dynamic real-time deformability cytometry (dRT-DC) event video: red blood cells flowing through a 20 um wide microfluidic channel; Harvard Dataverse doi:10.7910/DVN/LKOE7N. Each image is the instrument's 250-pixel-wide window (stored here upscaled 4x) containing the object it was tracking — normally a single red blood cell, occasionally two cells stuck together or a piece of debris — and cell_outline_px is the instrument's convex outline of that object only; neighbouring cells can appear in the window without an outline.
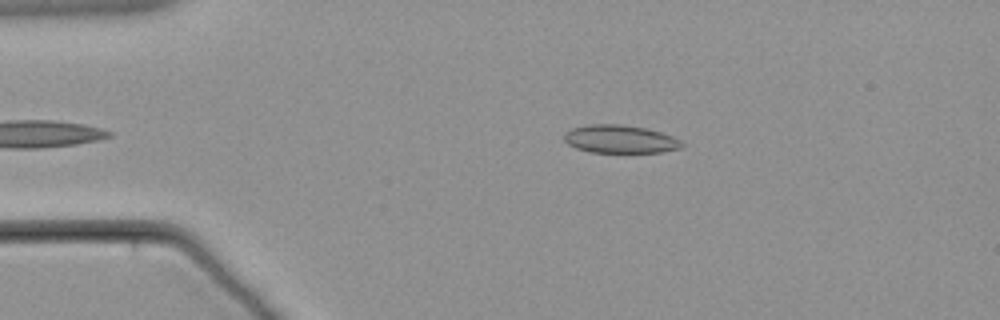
{"species": "common noctule bat (a hibernating species)", "species_latin": "Nyctalus noctula", "temperature_condition": "warm", "stored_images_in_passage": 44, "camera_frame_rate_fps": 3000, "um_per_image_px": 0.085, "animal": {"sex": "male", "body_mass_g": 21.5, "forearm_length_mm": 52.0}, "frame": {"image": 1, "passage_image": 3, "time_ms": 0.667, "image_size_px": [1000, 320], "cell_outline_px": [[684, 144], [680, 148], [660, 152], [588, 152], [576, 148], [568, 144], [564, 140], [564, 132], [572, 128], [588, 124], [620, 124], [644, 128], [660, 132], [672, 136], [680, 140]], "centroid_in_image_um": [52.66, 11.82], "position_along_channel_um": 32.3, "area_um2": 19.19}}
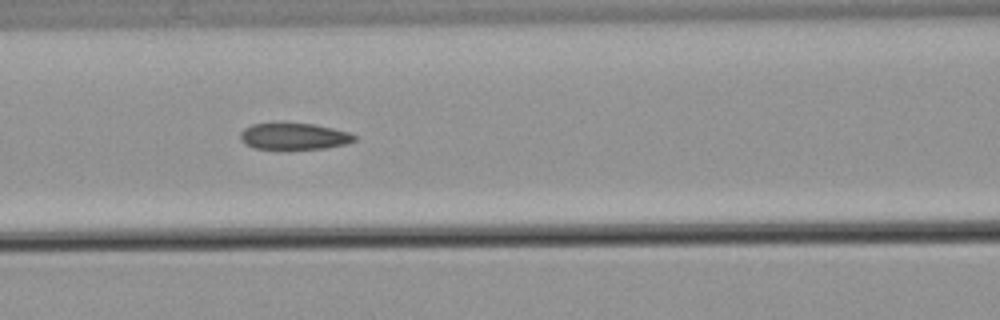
{"frame": {"image": 2, "passage_image": 17, "time_ms": 5.333, "image_size_px": [1000, 320], "cell_outline_px": [[356, 140], [348, 144], [324, 148], [256, 148], [244, 144], [240, 140], [240, 132], [244, 128], [252, 124], [312, 124], [332, 128], [348, 132], [356, 136]], "centroid_in_image_um": [24.99, 11.59], "position_along_channel_um": 141.6, "area_um2": 17.22}}
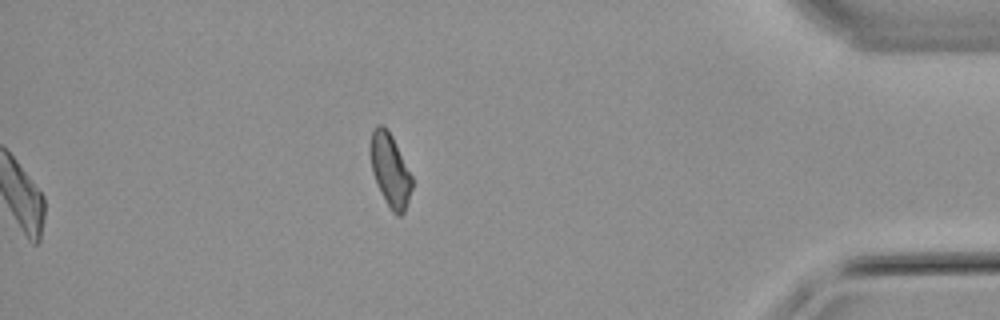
{"frame": {"image": 3, "passage_image": 44, "time_ms": 14.333, "image_size_px": [1000, 320], "cell_outline_px": [[412, 188], [404, 212], [400, 216], [396, 216], [392, 212], [376, 184], [372, 172], [372, 132], [376, 124], [380, 124], [392, 136], [412, 176]], "centroid_in_image_um": [33.18, 14.52], "position_along_channel_um": 402.0, "area_um2": 17.11}}